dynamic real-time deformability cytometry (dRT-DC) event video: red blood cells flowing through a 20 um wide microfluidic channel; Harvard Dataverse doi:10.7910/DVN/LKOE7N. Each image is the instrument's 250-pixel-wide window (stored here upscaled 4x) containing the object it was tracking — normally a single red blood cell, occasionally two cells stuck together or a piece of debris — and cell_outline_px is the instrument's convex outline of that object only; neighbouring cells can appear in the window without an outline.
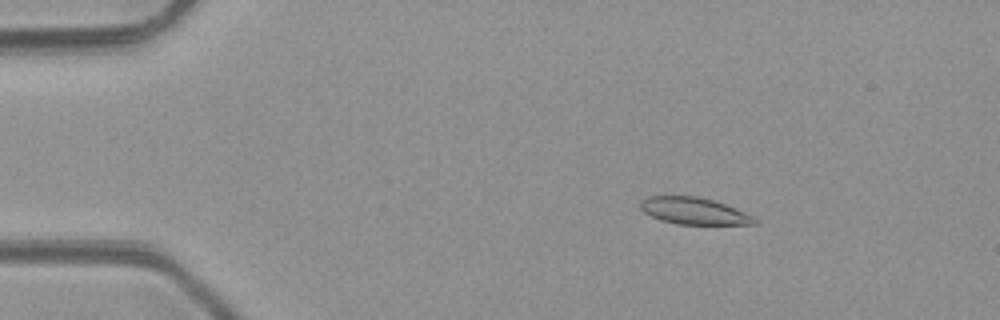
{"species": "common noctule bat (a hibernating species)", "species_latin": "Nyctalus noctula", "temperature_condition": "room temperature", "stored_images_in_passage": 4, "camera_frame_rate_fps": 3000, "um_per_image_px": 0.085, "animal": {"sex": "male", "body_mass_g": 23.1, "forearm_length_mm": 52.7}, "frame": {"image": 1, "passage_image": 2, "time_ms": 2.0, "image_size_px": [1000, 320], "cell_outline_px": [[760, 220], [756, 224], [676, 224], [660, 220], [644, 212], [640, 208], [640, 200], [648, 196], [696, 196], [712, 200], [724, 204], [744, 212]], "centroid_in_image_um": [58.96, 17.93], "position_along_channel_um": 26.0, "area_um2": 17.74}}
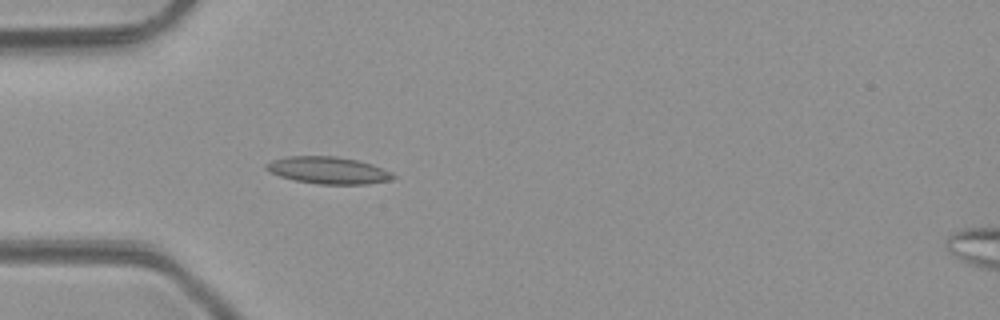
{"frame": {"image": 2, "passage_image": 4, "time_ms": 4.333, "image_size_px": [1000, 320], "cell_outline_px": [[396, 176], [392, 180], [368, 184], [316, 184], [296, 180], [280, 176], [264, 168], [264, 164], [272, 160], [288, 156], [336, 156], [356, 160], [372, 164], [392, 172]], "centroid_in_image_um": [27.91, 14.47], "position_along_channel_um": 57.1, "area_um2": 20.0}}